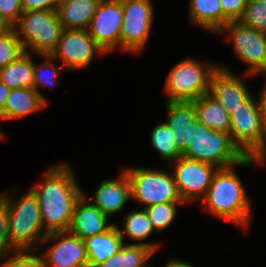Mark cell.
I'll return each instance as SVG.
<instances>
[{
    "label": "cell",
    "mask_w": 266,
    "mask_h": 267,
    "mask_svg": "<svg viewBox=\"0 0 266 267\" xmlns=\"http://www.w3.org/2000/svg\"><path fill=\"white\" fill-rule=\"evenodd\" d=\"M76 179L72 167L64 162L47 169L43 179L30 188L37 196L47 234L69 230L75 203L83 194Z\"/></svg>",
    "instance_id": "6da1fadb"
},
{
    "label": "cell",
    "mask_w": 266,
    "mask_h": 267,
    "mask_svg": "<svg viewBox=\"0 0 266 267\" xmlns=\"http://www.w3.org/2000/svg\"><path fill=\"white\" fill-rule=\"evenodd\" d=\"M233 167L217 170L200 202L202 209L211 215L245 229L253 214L251 200Z\"/></svg>",
    "instance_id": "7a4b0ae2"
},
{
    "label": "cell",
    "mask_w": 266,
    "mask_h": 267,
    "mask_svg": "<svg viewBox=\"0 0 266 267\" xmlns=\"http://www.w3.org/2000/svg\"><path fill=\"white\" fill-rule=\"evenodd\" d=\"M15 193H0L8 211V237L13 251H38L43 239L48 235L42 227L37 196L30 189L14 199Z\"/></svg>",
    "instance_id": "3957f363"
},
{
    "label": "cell",
    "mask_w": 266,
    "mask_h": 267,
    "mask_svg": "<svg viewBox=\"0 0 266 267\" xmlns=\"http://www.w3.org/2000/svg\"><path fill=\"white\" fill-rule=\"evenodd\" d=\"M184 158L211 164L218 169L231 166L248 167L255 164L253 157H245L231 141L230 135L215 131L195 120L190 136V147Z\"/></svg>",
    "instance_id": "277c9868"
},
{
    "label": "cell",
    "mask_w": 266,
    "mask_h": 267,
    "mask_svg": "<svg viewBox=\"0 0 266 267\" xmlns=\"http://www.w3.org/2000/svg\"><path fill=\"white\" fill-rule=\"evenodd\" d=\"M13 28L24 51L39 56L52 54L64 30L54 10L23 12Z\"/></svg>",
    "instance_id": "5b68a950"
},
{
    "label": "cell",
    "mask_w": 266,
    "mask_h": 267,
    "mask_svg": "<svg viewBox=\"0 0 266 267\" xmlns=\"http://www.w3.org/2000/svg\"><path fill=\"white\" fill-rule=\"evenodd\" d=\"M218 68L219 64L203 63L193 58L180 61L165 80L167 101L192 102L209 93L212 75Z\"/></svg>",
    "instance_id": "8992f818"
},
{
    "label": "cell",
    "mask_w": 266,
    "mask_h": 267,
    "mask_svg": "<svg viewBox=\"0 0 266 267\" xmlns=\"http://www.w3.org/2000/svg\"><path fill=\"white\" fill-rule=\"evenodd\" d=\"M131 186V199L144 208L159 203L183 202L174 181L172 171L163 169L123 168Z\"/></svg>",
    "instance_id": "52a82bcc"
},
{
    "label": "cell",
    "mask_w": 266,
    "mask_h": 267,
    "mask_svg": "<svg viewBox=\"0 0 266 267\" xmlns=\"http://www.w3.org/2000/svg\"><path fill=\"white\" fill-rule=\"evenodd\" d=\"M227 42L233 44L236 57L248 65L242 75L253 77L266 75V33L243 25L239 21H230L217 34H225Z\"/></svg>",
    "instance_id": "ba28073f"
},
{
    "label": "cell",
    "mask_w": 266,
    "mask_h": 267,
    "mask_svg": "<svg viewBox=\"0 0 266 267\" xmlns=\"http://www.w3.org/2000/svg\"><path fill=\"white\" fill-rule=\"evenodd\" d=\"M230 118L231 141L245 157H252L266 138L258 98L251 95L230 114Z\"/></svg>",
    "instance_id": "9c48e42d"
},
{
    "label": "cell",
    "mask_w": 266,
    "mask_h": 267,
    "mask_svg": "<svg viewBox=\"0 0 266 267\" xmlns=\"http://www.w3.org/2000/svg\"><path fill=\"white\" fill-rule=\"evenodd\" d=\"M123 21L120 35V50L139 53L150 38L154 20L151 0H121Z\"/></svg>",
    "instance_id": "30bf717a"
},
{
    "label": "cell",
    "mask_w": 266,
    "mask_h": 267,
    "mask_svg": "<svg viewBox=\"0 0 266 267\" xmlns=\"http://www.w3.org/2000/svg\"><path fill=\"white\" fill-rule=\"evenodd\" d=\"M95 54L106 52L88 34L87 29H64L51 56L59 59L65 70L83 69L91 65Z\"/></svg>",
    "instance_id": "8fae6325"
},
{
    "label": "cell",
    "mask_w": 266,
    "mask_h": 267,
    "mask_svg": "<svg viewBox=\"0 0 266 267\" xmlns=\"http://www.w3.org/2000/svg\"><path fill=\"white\" fill-rule=\"evenodd\" d=\"M173 178L184 203L202 200L218 168L183 156L173 161Z\"/></svg>",
    "instance_id": "7c38bea8"
},
{
    "label": "cell",
    "mask_w": 266,
    "mask_h": 267,
    "mask_svg": "<svg viewBox=\"0 0 266 267\" xmlns=\"http://www.w3.org/2000/svg\"><path fill=\"white\" fill-rule=\"evenodd\" d=\"M123 21L121 0H102L87 28L88 34L106 52L120 49Z\"/></svg>",
    "instance_id": "4fadbf2b"
},
{
    "label": "cell",
    "mask_w": 266,
    "mask_h": 267,
    "mask_svg": "<svg viewBox=\"0 0 266 267\" xmlns=\"http://www.w3.org/2000/svg\"><path fill=\"white\" fill-rule=\"evenodd\" d=\"M50 241L55 243L43 254L47 267H88L83 239L68 231L53 232L43 239L40 247Z\"/></svg>",
    "instance_id": "5bb4252c"
},
{
    "label": "cell",
    "mask_w": 266,
    "mask_h": 267,
    "mask_svg": "<svg viewBox=\"0 0 266 267\" xmlns=\"http://www.w3.org/2000/svg\"><path fill=\"white\" fill-rule=\"evenodd\" d=\"M243 80L228 67L219 65L212 75L209 94L231 114L252 95Z\"/></svg>",
    "instance_id": "9a60e30c"
},
{
    "label": "cell",
    "mask_w": 266,
    "mask_h": 267,
    "mask_svg": "<svg viewBox=\"0 0 266 267\" xmlns=\"http://www.w3.org/2000/svg\"><path fill=\"white\" fill-rule=\"evenodd\" d=\"M88 195L83 191L82 196L76 201L71 224L68 232L85 239L107 231L112 225L108 224V216L101 210L88 203Z\"/></svg>",
    "instance_id": "2e32d148"
},
{
    "label": "cell",
    "mask_w": 266,
    "mask_h": 267,
    "mask_svg": "<svg viewBox=\"0 0 266 267\" xmlns=\"http://www.w3.org/2000/svg\"><path fill=\"white\" fill-rule=\"evenodd\" d=\"M115 179H105L98 185L93 202L108 217L124 210V205L131 198V186L127 174L122 171Z\"/></svg>",
    "instance_id": "e0dca14e"
},
{
    "label": "cell",
    "mask_w": 266,
    "mask_h": 267,
    "mask_svg": "<svg viewBox=\"0 0 266 267\" xmlns=\"http://www.w3.org/2000/svg\"><path fill=\"white\" fill-rule=\"evenodd\" d=\"M167 119L165 123L171 129L174 143L182 154L190 147L191 132L195 127V109L193 102L166 101Z\"/></svg>",
    "instance_id": "ac0fdd59"
},
{
    "label": "cell",
    "mask_w": 266,
    "mask_h": 267,
    "mask_svg": "<svg viewBox=\"0 0 266 267\" xmlns=\"http://www.w3.org/2000/svg\"><path fill=\"white\" fill-rule=\"evenodd\" d=\"M47 106L34 88H14L9 92L0 119L10 121L26 117Z\"/></svg>",
    "instance_id": "d6986e66"
},
{
    "label": "cell",
    "mask_w": 266,
    "mask_h": 267,
    "mask_svg": "<svg viewBox=\"0 0 266 267\" xmlns=\"http://www.w3.org/2000/svg\"><path fill=\"white\" fill-rule=\"evenodd\" d=\"M84 242L88 267H97L106 259L118 253L125 244L116 223L103 233L85 238Z\"/></svg>",
    "instance_id": "ffe728a7"
},
{
    "label": "cell",
    "mask_w": 266,
    "mask_h": 267,
    "mask_svg": "<svg viewBox=\"0 0 266 267\" xmlns=\"http://www.w3.org/2000/svg\"><path fill=\"white\" fill-rule=\"evenodd\" d=\"M102 0H63L58 8L59 22L64 29H87Z\"/></svg>",
    "instance_id": "44dd1931"
},
{
    "label": "cell",
    "mask_w": 266,
    "mask_h": 267,
    "mask_svg": "<svg viewBox=\"0 0 266 267\" xmlns=\"http://www.w3.org/2000/svg\"><path fill=\"white\" fill-rule=\"evenodd\" d=\"M195 109L196 120L215 131L230 134L231 118L224 107L209 93L192 101Z\"/></svg>",
    "instance_id": "7402d4cb"
},
{
    "label": "cell",
    "mask_w": 266,
    "mask_h": 267,
    "mask_svg": "<svg viewBox=\"0 0 266 267\" xmlns=\"http://www.w3.org/2000/svg\"><path fill=\"white\" fill-rule=\"evenodd\" d=\"M188 5V16L194 26L216 34L223 28L220 0H190Z\"/></svg>",
    "instance_id": "603a6c76"
},
{
    "label": "cell",
    "mask_w": 266,
    "mask_h": 267,
    "mask_svg": "<svg viewBox=\"0 0 266 267\" xmlns=\"http://www.w3.org/2000/svg\"><path fill=\"white\" fill-rule=\"evenodd\" d=\"M32 53L24 52L0 70V81L8 88H33L34 59Z\"/></svg>",
    "instance_id": "cb8c5ba5"
},
{
    "label": "cell",
    "mask_w": 266,
    "mask_h": 267,
    "mask_svg": "<svg viewBox=\"0 0 266 267\" xmlns=\"http://www.w3.org/2000/svg\"><path fill=\"white\" fill-rule=\"evenodd\" d=\"M121 226H123L124 230L122 231V229L119 228V232L124 242L126 240L124 238L127 236V238L132 240L131 242L134 241L133 244H145L155 251L159 249L160 245L158 243L144 241L152 232H155L144 207L141 210L139 209V211L135 209L127 213L123 217Z\"/></svg>",
    "instance_id": "d4e9b609"
},
{
    "label": "cell",
    "mask_w": 266,
    "mask_h": 267,
    "mask_svg": "<svg viewBox=\"0 0 266 267\" xmlns=\"http://www.w3.org/2000/svg\"><path fill=\"white\" fill-rule=\"evenodd\" d=\"M155 250L143 244L125 243L121 250L97 267H147Z\"/></svg>",
    "instance_id": "484cf974"
},
{
    "label": "cell",
    "mask_w": 266,
    "mask_h": 267,
    "mask_svg": "<svg viewBox=\"0 0 266 267\" xmlns=\"http://www.w3.org/2000/svg\"><path fill=\"white\" fill-rule=\"evenodd\" d=\"M169 126L158 123L150 133V140L154 149L159 153L160 159L172 163L182 156L181 150L174 143V136Z\"/></svg>",
    "instance_id": "4316f807"
},
{
    "label": "cell",
    "mask_w": 266,
    "mask_h": 267,
    "mask_svg": "<svg viewBox=\"0 0 266 267\" xmlns=\"http://www.w3.org/2000/svg\"><path fill=\"white\" fill-rule=\"evenodd\" d=\"M45 58L41 65H36L34 62V83L33 88L40 94L42 100L48 105L49 101L45 98L42 92L39 91V87L53 88L58 86V74L61 70H65L62 65H56L54 58L51 55H42ZM58 77V78H57Z\"/></svg>",
    "instance_id": "83f0119b"
},
{
    "label": "cell",
    "mask_w": 266,
    "mask_h": 267,
    "mask_svg": "<svg viewBox=\"0 0 266 267\" xmlns=\"http://www.w3.org/2000/svg\"><path fill=\"white\" fill-rule=\"evenodd\" d=\"M184 202H167L148 206L145 208L151 225L155 232H162L170 227L177 216V206Z\"/></svg>",
    "instance_id": "f1b7e54d"
},
{
    "label": "cell",
    "mask_w": 266,
    "mask_h": 267,
    "mask_svg": "<svg viewBox=\"0 0 266 267\" xmlns=\"http://www.w3.org/2000/svg\"><path fill=\"white\" fill-rule=\"evenodd\" d=\"M238 21L243 25L266 33V3L260 0H248Z\"/></svg>",
    "instance_id": "f546056e"
},
{
    "label": "cell",
    "mask_w": 266,
    "mask_h": 267,
    "mask_svg": "<svg viewBox=\"0 0 266 267\" xmlns=\"http://www.w3.org/2000/svg\"><path fill=\"white\" fill-rule=\"evenodd\" d=\"M24 48L12 28L6 34L0 35V70L24 53Z\"/></svg>",
    "instance_id": "4dcf8cb0"
},
{
    "label": "cell",
    "mask_w": 266,
    "mask_h": 267,
    "mask_svg": "<svg viewBox=\"0 0 266 267\" xmlns=\"http://www.w3.org/2000/svg\"><path fill=\"white\" fill-rule=\"evenodd\" d=\"M37 251H13L0 259V267H47ZM12 254L10 257L9 255Z\"/></svg>",
    "instance_id": "1f68e13d"
},
{
    "label": "cell",
    "mask_w": 266,
    "mask_h": 267,
    "mask_svg": "<svg viewBox=\"0 0 266 267\" xmlns=\"http://www.w3.org/2000/svg\"><path fill=\"white\" fill-rule=\"evenodd\" d=\"M248 0H220L223 10V27L230 21H238Z\"/></svg>",
    "instance_id": "d6a6232c"
},
{
    "label": "cell",
    "mask_w": 266,
    "mask_h": 267,
    "mask_svg": "<svg viewBox=\"0 0 266 267\" xmlns=\"http://www.w3.org/2000/svg\"><path fill=\"white\" fill-rule=\"evenodd\" d=\"M13 252L8 237V211L5 201L0 197V259Z\"/></svg>",
    "instance_id": "836d02e7"
},
{
    "label": "cell",
    "mask_w": 266,
    "mask_h": 267,
    "mask_svg": "<svg viewBox=\"0 0 266 267\" xmlns=\"http://www.w3.org/2000/svg\"><path fill=\"white\" fill-rule=\"evenodd\" d=\"M23 13L21 0H0V15L14 26Z\"/></svg>",
    "instance_id": "e575fe53"
},
{
    "label": "cell",
    "mask_w": 266,
    "mask_h": 267,
    "mask_svg": "<svg viewBox=\"0 0 266 267\" xmlns=\"http://www.w3.org/2000/svg\"><path fill=\"white\" fill-rule=\"evenodd\" d=\"M63 0H21L23 12L36 10L56 11Z\"/></svg>",
    "instance_id": "d590c367"
},
{
    "label": "cell",
    "mask_w": 266,
    "mask_h": 267,
    "mask_svg": "<svg viewBox=\"0 0 266 267\" xmlns=\"http://www.w3.org/2000/svg\"><path fill=\"white\" fill-rule=\"evenodd\" d=\"M260 91V94H258V101L261 110L262 124L266 132V81Z\"/></svg>",
    "instance_id": "8d00e7d4"
},
{
    "label": "cell",
    "mask_w": 266,
    "mask_h": 267,
    "mask_svg": "<svg viewBox=\"0 0 266 267\" xmlns=\"http://www.w3.org/2000/svg\"><path fill=\"white\" fill-rule=\"evenodd\" d=\"M255 162V165H266V138L263 146L252 156Z\"/></svg>",
    "instance_id": "74e56055"
},
{
    "label": "cell",
    "mask_w": 266,
    "mask_h": 267,
    "mask_svg": "<svg viewBox=\"0 0 266 267\" xmlns=\"http://www.w3.org/2000/svg\"><path fill=\"white\" fill-rule=\"evenodd\" d=\"M10 90V88L0 81V113L3 111Z\"/></svg>",
    "instance_id": "f35d334b"
},
{
    "label": "cell",
    "mask_w": 266,
    "mask_h": 267,
    "mask_svg": "<svg viewBox=\"0 0 266 267\" xmlns=\"http://www.w3.org/2000/svg\"><path fill=\"white\" fill-rule=\"evenodd\" d=\"M163 267H194V265L183 261L182 259L179 260L177 258H171L166 262V264Z\"/></svg>",
    "instance_id": "ab89813d"
},
{
    "label": "cell",
    "mask_w": 266,
    "mask_h": 267,
    "mask_svg": "<svg viewBox=\"0 0 266 267\" xmlns=\"http://www.w3.org/2000/svg\"><path fill=\"white\" fill-rule=\"evenodd\" d=\"M13 26L0 15V35L9 32Z\"/></svg>",
    "instance_id": "60d3db41"
},
{
    "label": "cell",
    "mask_w": 266,
    "mask_h": 267,
    "mask_svg": "<svg viewBox=\"0 0 266 267\" xmlns=\"http://www.w3.org/2000/svg\"><path fill=\"white\" fill-rule=\"evenodd\" d=\"M1 120V119H0ZM6 135H4V133L2 132V130H0V140L3 139V138H7L5 137Z\"/></svg>",
    "instance_id": "b9f144b4"
}]
</instances>
